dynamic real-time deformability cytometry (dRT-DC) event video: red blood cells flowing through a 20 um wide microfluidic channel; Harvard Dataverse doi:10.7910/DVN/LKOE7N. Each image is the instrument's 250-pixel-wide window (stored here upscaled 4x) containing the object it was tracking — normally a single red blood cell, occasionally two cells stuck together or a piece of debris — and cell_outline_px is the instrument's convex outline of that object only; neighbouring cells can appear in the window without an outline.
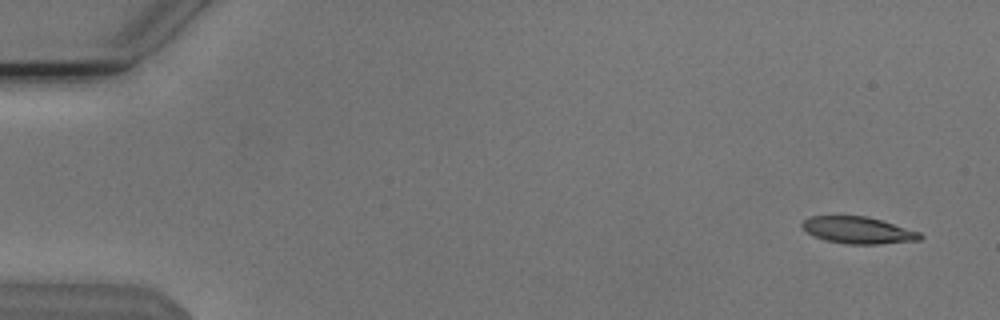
{"species": "Egyptian fruit bat (a non-hibernating species)", "species_latin": "Rousettus aegyptiacus", "temperature_condition": "cold", "stored_images_in_passage": 20, "camera_frame_rate_fps": 3000, "um_per_image_px": 0.085, "animal": {"sex": "male"}, "frame": {"image": 1, "passage_image": 1, "time_ms": 0.0, "image_size_px": [1000, 320], "cell_outline_px": [[924, 236], [920, 240], [880, 244], [844, 244], [824, 240], [808, 232], [800, 224], [804, 220], [812, 216], [868, 216], [920, 232]], "centroid_in_image_um": [72.96, 19.57], "position_along_channel_um": 12.0, "area_um2": 18.38}}
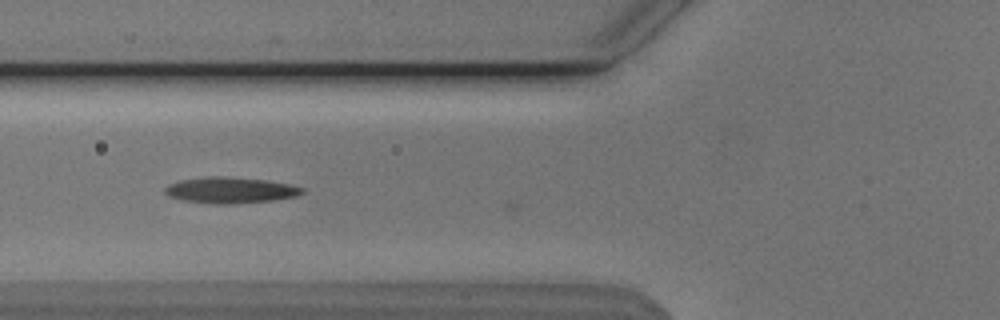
{"frame": {"image": 2, "passage_image": 19, "time_ms": 6.0, "image_size_px": [1000, 320], "cell_outline_px": [[304, 192], [296, 196], [272, 200], [236, 204], [216, 204], [180, 200], [168, 196], [164, 192], [164, 188], [168, 184], [180, 180], [208, 176], [220, 176], [264, 180], [288, 184], [304, 188]], "centroid_in_image_um": [19.52, 16.17], "position_along_channel_um": 106.3, "area_um2": 20.81}}